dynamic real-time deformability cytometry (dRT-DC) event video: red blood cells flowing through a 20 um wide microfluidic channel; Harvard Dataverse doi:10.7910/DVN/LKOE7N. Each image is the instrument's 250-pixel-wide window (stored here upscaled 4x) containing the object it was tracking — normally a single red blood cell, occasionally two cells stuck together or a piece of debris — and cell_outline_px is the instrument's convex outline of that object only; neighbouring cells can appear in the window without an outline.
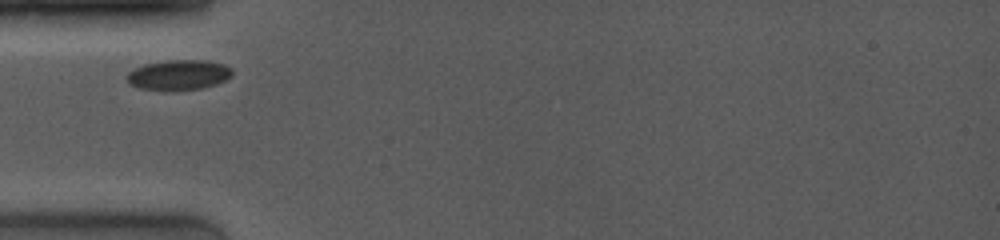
{"species": "common noctule bat (a hibernating species)", "species_latin": "Nyctalus noctula", "temperature_condition": "room temperature", "stored_images_in_passage": 37, "camera_frame_rate_fps": 4000, "um_per_image_px": 0.085, "animal": {"sex": "female", "body_mass_g": 19.0, "forearm_length_mm": 53.3}, "frame": {"image": 1, "passage_image": 1, "time_ms": 0.0, "image_size_px": [1000, 240], "cell_outline_px": [[232, 76], [216, 84], [200, 88], [164, 92], [140, 88], [128, 84], [124, 76], [128, 72], [144, 64], [168, 60], [204, 60], [224, 64], [232, 68]], "centroid_in_image_um": [15.14, 6.38], "position_along_channel_um": 69.9, "area_um2": 18.84}}
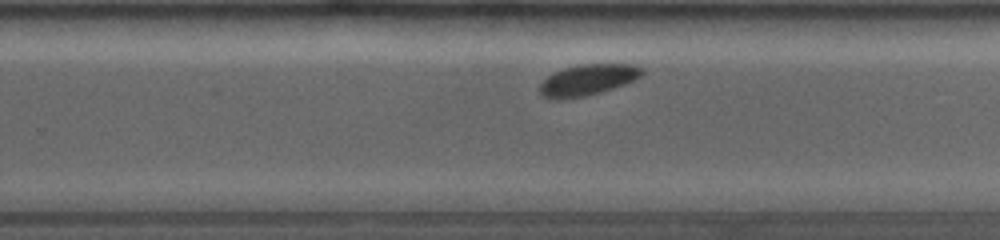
{"frame": {"image": 2, "passage_image": 23, "time_ms": 5.5, "image_size_px": [1000, 240], "cell_outline_px": [[644, 72], [640, 76], [624, 84], [600, 92], [584, 96], [560, 100], [556, 100], [544, 96], [540, 92], [540, 84], [548, 76], [564, 68], [580, 64], [636, 64], [644, 68]], "centroid_in_image_um": [49.97, 6.78], "position_along_channel_um": 279.8, "area_um2": 18.32}}
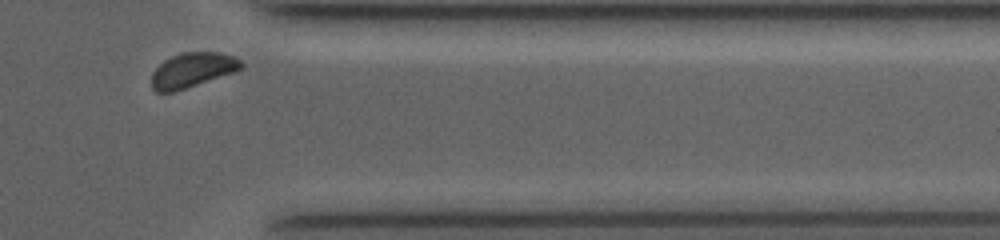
{"frame": {"image": 3, "passage_image": 35, "time_ms": 8.5, "image_size_px": [1000, 240], "cell_outline_px": [[244, 68], [236, 72], [172, 92], [156, 92], [152, 88], [152, 72], [164, 60], [180, 52], [220, 52], [232, 56], [240, 60], [244, 64]], "centroid_in_image_um": [16.38, 5.94], "position_along_channel_um": 395.0, "area_um2": 18.15}}